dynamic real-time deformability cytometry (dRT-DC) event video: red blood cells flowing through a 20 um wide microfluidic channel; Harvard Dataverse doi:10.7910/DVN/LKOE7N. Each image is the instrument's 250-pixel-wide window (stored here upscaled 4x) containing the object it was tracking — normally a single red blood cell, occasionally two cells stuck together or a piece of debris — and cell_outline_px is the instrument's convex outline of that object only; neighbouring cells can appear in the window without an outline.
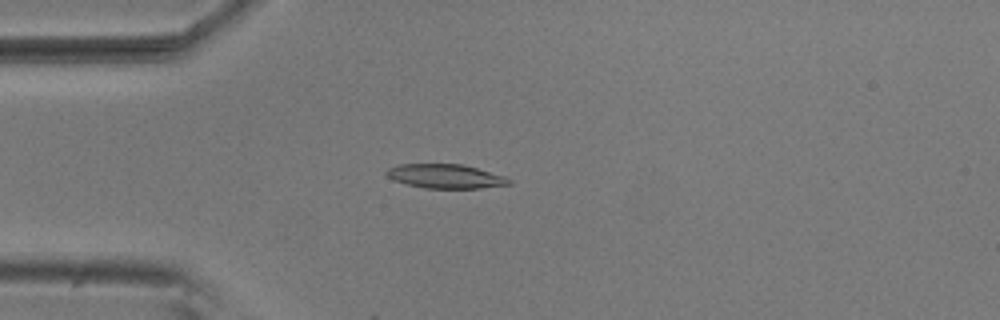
{"species": "common noctule bat (a hibernating species)", "species_latin": "Nyctalus noctula", "temperature_condition": "room temperature", "stored_images_in_passage": 24, "camera_frame_rate_fps": 3000, "um_per_image_px": 0.085, "animal": {"sex": "male", "body_mass_g": 20.5, "forearm_length_mm": 52.5}, "frame": {"image": 1, "passage_image": 14, "time_ms": 4.333, "image_size_px": [1000, 320], "cell_outline_px": [[512, 184], [480, 188], [424, 188], [392, 180], [384, 172], [388, 168], [400, 164], [460, 164], [476, 168], [504, 176], [512, 180]], "centroid_in_image_um": [37.85, 14.98], "position_along_channel_um": 47.1, "area_um2": 17.11}}
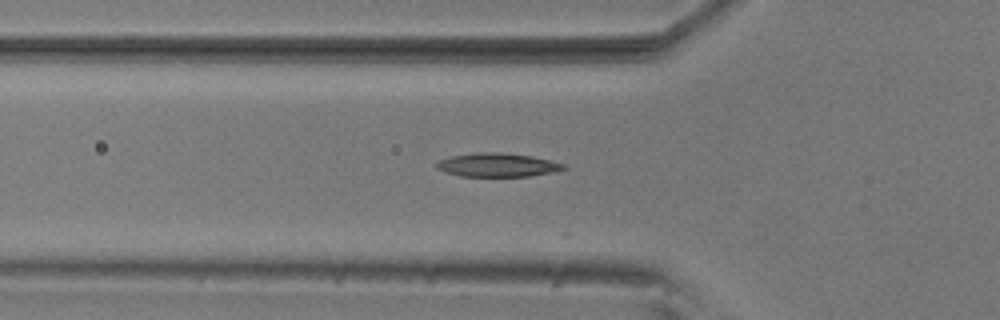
{"frame": {"image": 2, "passage_image": 18, "time_ms": 5.667, "image_size_px": [1000, 320], "cell_outline_px": [[568, 168], [552, 172], [528, 176], [460, 176], [444, 172], [436, 168], [436, 164], [440, 160], [452, 156], [476, 152], [500, 152], [532, 156], [564, 164]], "centroid_in_image_um": [42.26, 14.02], "position_along_channel_um": 83.5, "area_um2": 17.4}}
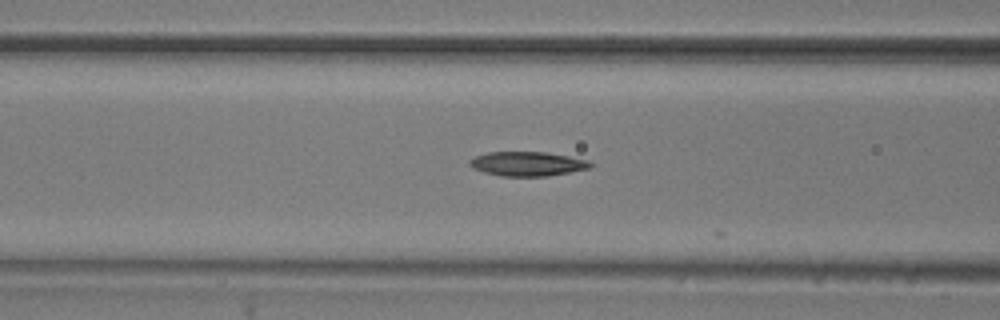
{"frame": {"image": 3, "passage_image": 21, "time_ms": 6.667, "image_size_px": [1000, 320], "cell_outline_px": [[592, 168], [548, 176], [500, 176], [484, 172], [472, 168], [468, 164], [468, 160], [476, 156], [488, 152], [548, 152], [588, 160], [592, 164]], "centroid_in_image_um": [44.82, 13.92], "position_along_channel_um": 121.8, "area_um2": 17.22}}